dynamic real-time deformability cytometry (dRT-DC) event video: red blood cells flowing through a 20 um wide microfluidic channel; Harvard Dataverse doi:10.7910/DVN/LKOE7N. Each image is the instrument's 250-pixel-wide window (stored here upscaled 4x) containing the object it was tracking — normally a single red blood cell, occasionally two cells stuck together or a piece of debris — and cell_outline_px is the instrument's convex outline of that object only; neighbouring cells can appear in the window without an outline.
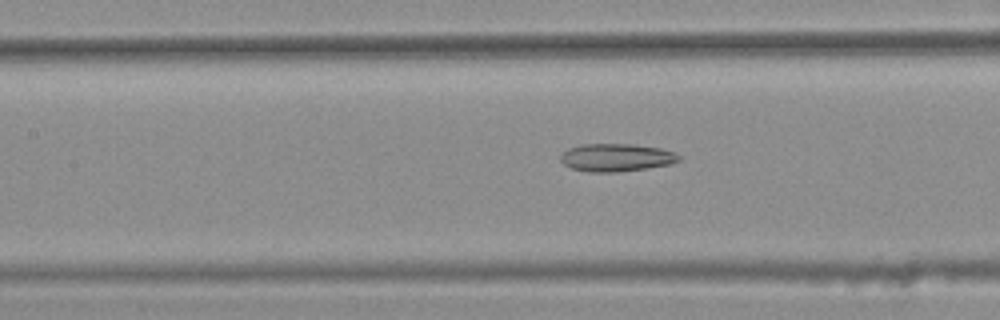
{"species": "common noctule bat (a hibernating species)", "species_latin": "Nyctalus noctula", "temperature_condition": "warm", "stored_images_in_passage": 40, "camera_frame_rate_fps": 3000, "um_per_image_px": 0.085, "animal": {"sex": "female", "body_mass_g": 25.1}, "frame": {"image": 1, "passage_image": 17, "time_ms": 5.333, "image_size_px": [1000, 320], "cell_outline_px": [[680, 160], [672, 164], [616, 172], [588, 172], [572, 168], [564, 164], [560, 160], [560, 156], [568, 148], [580, 144], [632, 144], [660, 148], [672, 152], [680, 156]], "centroid_in_image_um": [52.36, 13.38], "position_along_channel_um": 155.0, "area_um2": 19.07}}
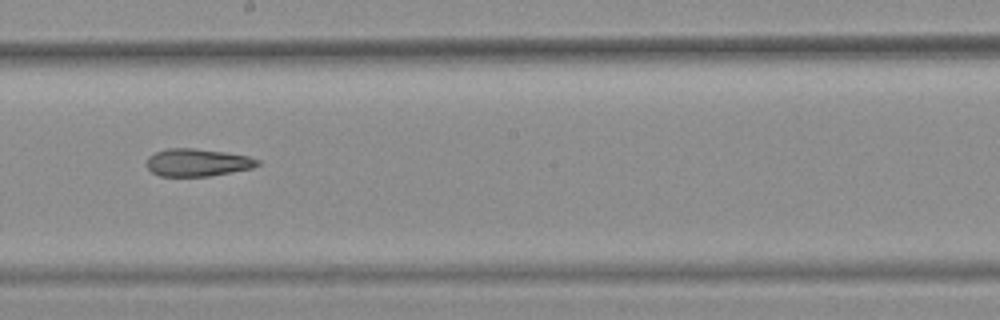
{"frame": {"image": 2, "passage_image": 23, "time_ms": 7.333, "image_size_px": [1000, 320], "cell_outline_px": [[260, 164], [252, 168], [208, 176], [160, 176], [152, 172], [144, 164], [148, 156], [156, 152], [168, 148], [192, 148], [224, 152], [248, 156], [260, 160]], "centroid_in_image_um": [16.75, 13.81], "position_along_channel_um": 231.5, "area_um2": 17.8}}
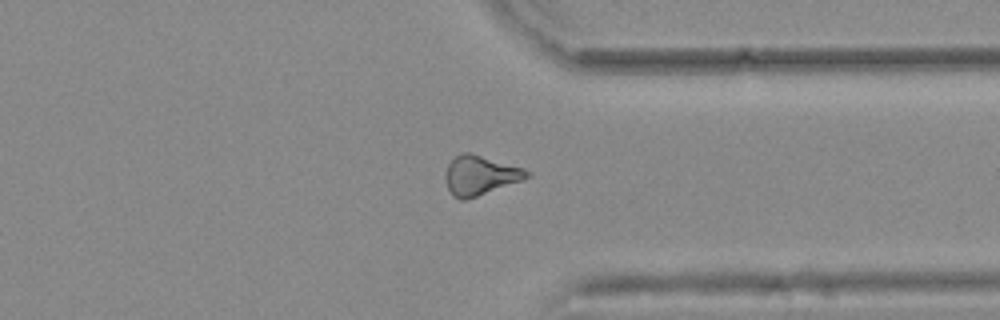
{"frame": {"image": 3, "passage_image": 34, "time_ms": 11.0, "image_size_px": [1000, 320], "cell_outline_px": [[532, 176], [468, 200], [460, 200], [452, 196], [444, 180], [444, 172], [448, 164], [456, 156], [464, 152], [468, 152], [524, 168], [532, 172]], "centroid_in_image_um": [40.8, 14.92], "position_along_channel_um": 370.6, "area_um2": 18.84}, "authors_computed_cell_mechanics": {"area_um2": 18.4671, "velocity_mm_per_s": 3.8376, "shape_relaxation_time_tau1_ms": null, "shape_relaxation_time_tau2_ms": 8.4672, "deformation_change_tau1": null, "deformation_change_tau2": 0.2197}}